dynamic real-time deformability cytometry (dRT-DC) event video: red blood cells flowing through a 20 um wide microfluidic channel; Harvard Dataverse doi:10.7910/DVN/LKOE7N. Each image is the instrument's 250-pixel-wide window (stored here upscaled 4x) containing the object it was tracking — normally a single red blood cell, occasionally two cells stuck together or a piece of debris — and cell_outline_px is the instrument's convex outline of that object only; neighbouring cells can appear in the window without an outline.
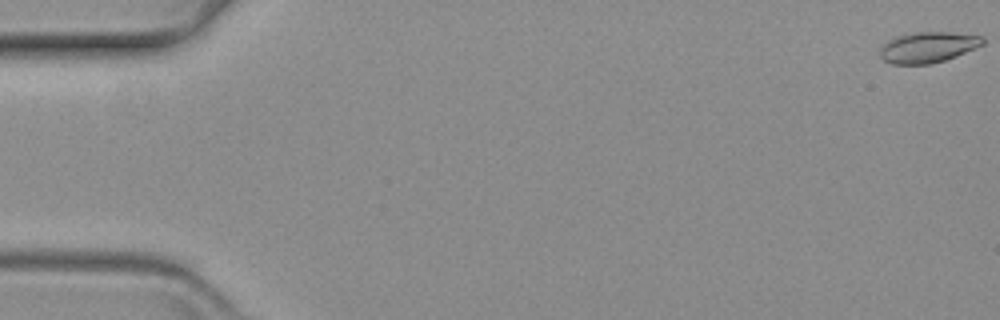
{"species": "common noctule bat (a hibernating species)", "species_latin": "Nyctalus noctula", "temperature_condition": "warm", "stored_images_in_passage": 61, "camera_frame_rate_fps": 3000, "um_per_image_px": 0.085, "animal": {"sex": "female", "body_mass_g": 19.3, "forearm_length_mm": 54.1}, "frame": {"image": 1, "passage_image": 1, "time_ms": 0.0, "image_size_px": [1000, 320], "cell_outline_px": [[984, 44], [944, 60], [932, 64], [892, 64], [884, 60], [880, 56], [880, 48], [888, 40], [896, 36], [916, 32], [948, 32], [984, 36]], "centroid_in_image_um": [78.85, 4.01], "position_along_channel_um": 6.1, "area_um2": 18.26}}
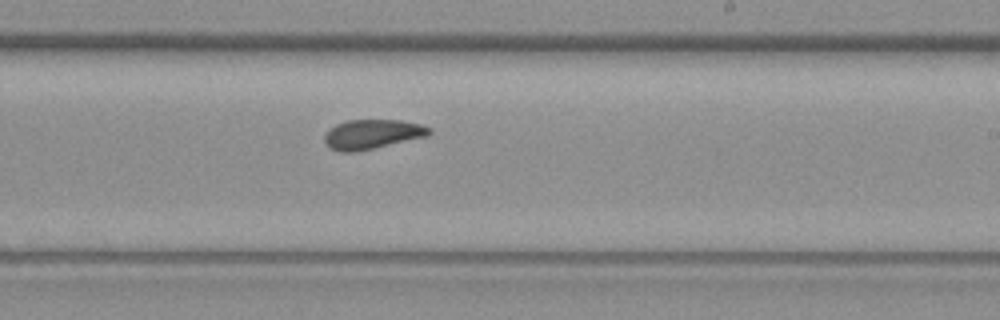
{"frame": {"image": 2, "passage_image": 37, "time_ms": 12.0, "image_size_px": [1000, 320], "cell_outline_px": [[432, 132], [428, 136], [356, 152], [340, 152], [328, 148], [324, 140], [324, 136], [336, 124], [348, 120], [400, 120], [420, 124], [432, 128]], "centroid_in_image_um": [31.65, 11.42], "position_along_channel_um": 257.3, "area_um2": 18.03}}
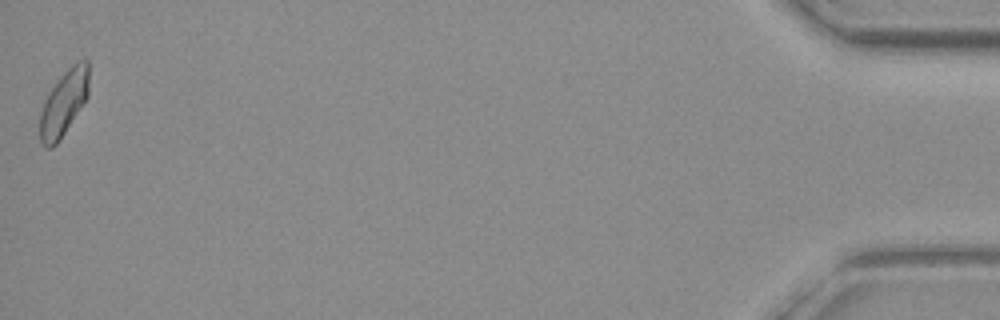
{"frame": {"image": 3, "passage_image": 61, "time_ms": 20.0, "image_size_px": [1000, 320], "cell_outline_px": [[88, 96], [60, 140], [52, 148], [48, 148], [40, 140], [40, 112], [44, 100], [48, 92], [60, 76], [76, 60], [88, 60]], "centroid_in_image_um": [5.41, 8.74], "position_along_channel_um": 429.8, "area_um2": 18.61}}